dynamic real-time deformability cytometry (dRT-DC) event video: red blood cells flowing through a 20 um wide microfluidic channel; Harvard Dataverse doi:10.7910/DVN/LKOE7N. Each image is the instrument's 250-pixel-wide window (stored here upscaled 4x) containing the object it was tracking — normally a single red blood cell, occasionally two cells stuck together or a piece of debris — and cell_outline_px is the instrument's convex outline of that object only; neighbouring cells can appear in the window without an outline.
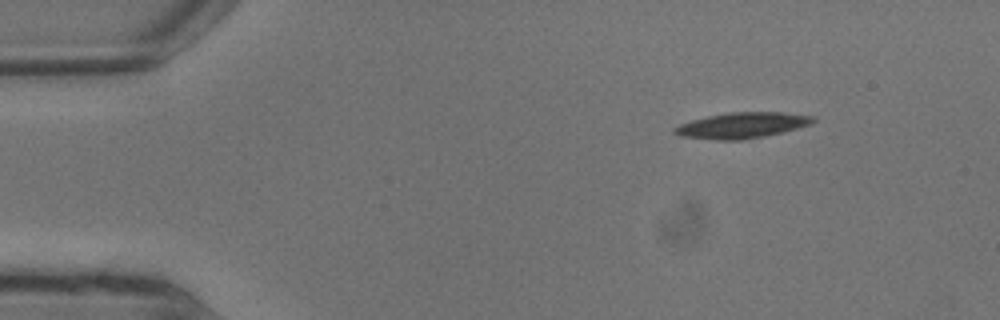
{"species": "common noctule bat (a hibernating species)", "species_latin": "Nyctalus noctula", "temperature_condition": "warm", "stored_images_in_passage": 4, "camera_frame_rate_fps": 3000, "um_per_image_px": 0.085, "animal": {"sex": "male", "body_mass_g": 13.3}, "frame": {"image": 1, "passage_image": 1, "time_ms": 0.0, "image_size_px": [1000, 320], "cell_outline_px": [[816, 120], [812, 124], [784, 132], [744, 140], [716, 140], [680, 136], [672, 132], [672, 128], [680, 124], [692, 120], [708, 116], [728, 112], [780, 112], [812, 116]], "centroid_in_image_um": [63.06, 10.66], "position_along_channel_um": 21.9, "area_um2": 20.87}}
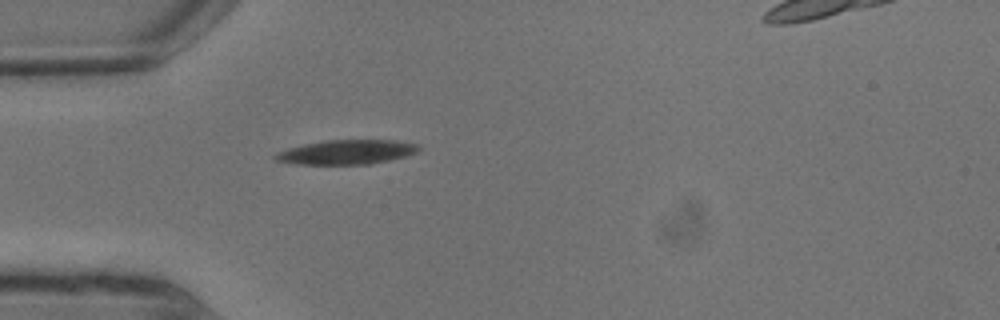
{"frame": {"image": 2, "passage_image": 4, "time_ms": 1.0, "image_size_px": [1000, 320], "cell_outline_px": [[420, 148], [416, 152], [408, 156], [368, 164], [296, 164], [276, 160], [272, 156], [288, 148], [304, 144], [324, 140], [396, 140], [420, 144]], "centroid_in_image_um": [29.5, 12.92], "position_along_channel_um": 55.5, "area_um2": 20.35}}